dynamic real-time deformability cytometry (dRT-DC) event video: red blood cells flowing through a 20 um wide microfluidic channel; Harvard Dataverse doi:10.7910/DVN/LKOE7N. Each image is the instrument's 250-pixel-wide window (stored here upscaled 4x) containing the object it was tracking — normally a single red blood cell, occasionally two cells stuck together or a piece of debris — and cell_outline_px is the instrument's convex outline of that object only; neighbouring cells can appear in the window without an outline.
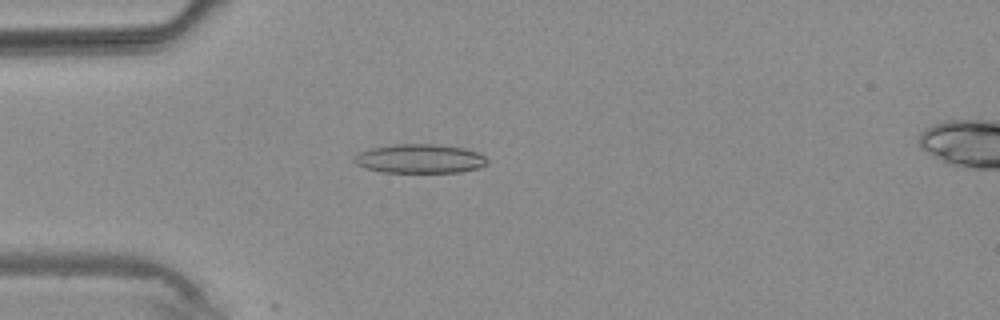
{"species": "common noctule bat (a hibernating species)", "species_latin": "Nyctalus noctula", "temperature_condition": "warm", "stored_images_in_passage": 4, "camera_frame_rate_fps": 3000, "um_per_image_px": 0.085, "animal": {"sex": "male", "body_mass_g": 20.4}, "frame": {"image": 1, "passage_image": 3, "time_ms": 2.333, "image_size_px": [1000, 320], "cell_outline_px": [[488, 164], [480, 168], [460, 172], [384, 172], [364, 168], [356, 164], [352, 160], [360, 152], [372, 148], [392, 144], [436, 144], [464, 148], [476, 152], [484, 156], [488, 160]], "centroid_in_image_um": [35.7, 13.49], "position_along_channel_um": 49.3, "area_um2": 22.54}}